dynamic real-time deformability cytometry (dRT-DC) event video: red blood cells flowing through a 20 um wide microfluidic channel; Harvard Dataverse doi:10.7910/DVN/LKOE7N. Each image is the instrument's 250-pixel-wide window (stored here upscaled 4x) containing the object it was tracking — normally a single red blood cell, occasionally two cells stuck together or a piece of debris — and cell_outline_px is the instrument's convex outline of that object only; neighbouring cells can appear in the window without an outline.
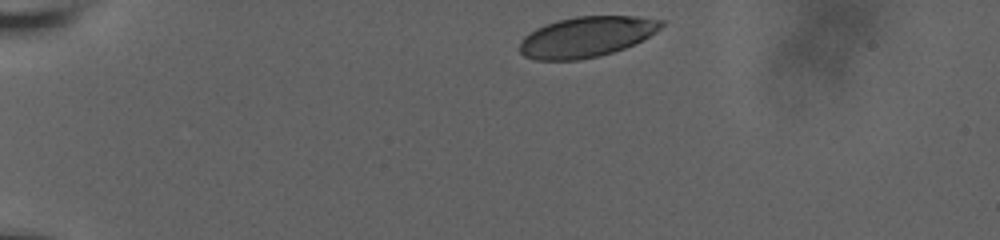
{"species": "human", "species_latin": "Homo sapiens", "temperature_condition": "room temperature", "stored_images_in_passage": 17, "camera_frame_rate_fps": 3000, "um_per_image_px": 0.085, "donor": {"sex": "male"}, "frame": {"image": 1, "passage_image": 1, "time_ms": 0.0, "image_size_px": [1000, 240], "cell_outline_px": [[664, 24], [656, 32], [624, 48], [600, 56], [580, 60], [536, 60], [524, 56], [520, 52], [520, 40], [524, 36], [536, 28], [544, 24], [576, 16], [636, 16], [664, 20]], "centroid_in_image_um": [49.82, 3.13], "position_along_channel_um": 35.2, "area_um2": 33.35}}
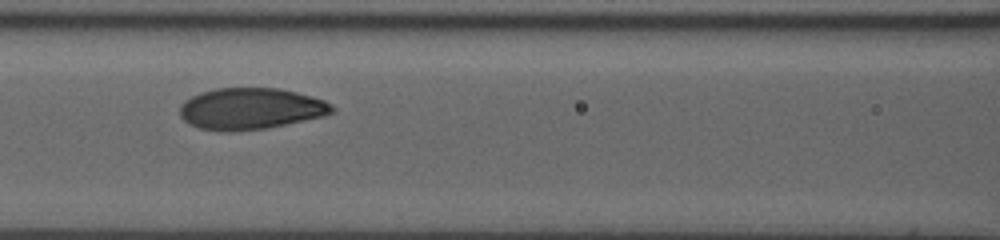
{"frame": {"image": 2, "passage_image": 13, "time_ms": 5.0, "image_size_px": [1000, 240], "cell_outline_px": [[336, 112], [324, 116], [268, 128], [224, 132], [200, 128], [184, 120], [180, 116], [180, 104], [184, 100], [200, 92], [216, 88], [280, 88], [312, 96], [324, 100], [332, 104], [336, 108]], "centroid_in_image_um": [21.33, 9.23], "position_along_channel_um": 145.3, "area_um2": 36.99}}
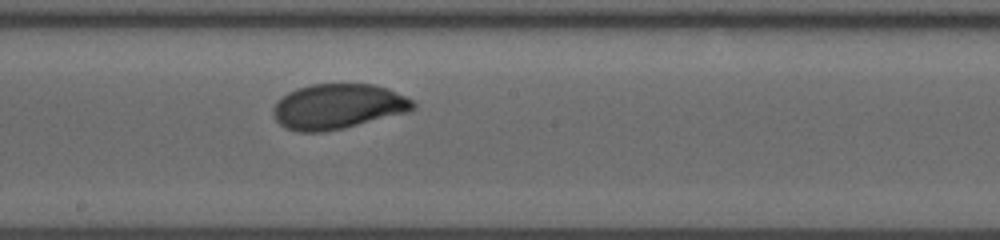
{"frame": {"image": 3, "passage_image": 17, "time_ms": 7.0, "image_size_px": [1000, 240], "cell_outline_px": [[416, 108], [408, 112], [344, 128], [324, 132], [296, 132], [284, 128], [272, 116], [272, 108], [276, 100], [288, 92], [296, 88], [312, 84], [372, 84], [388, 88], [412, 100], [416, 104]], "centroid_in_image_um": [28.68, 9.06], "position_along_channel_um": 219.5, "area_um2": 37.11}}